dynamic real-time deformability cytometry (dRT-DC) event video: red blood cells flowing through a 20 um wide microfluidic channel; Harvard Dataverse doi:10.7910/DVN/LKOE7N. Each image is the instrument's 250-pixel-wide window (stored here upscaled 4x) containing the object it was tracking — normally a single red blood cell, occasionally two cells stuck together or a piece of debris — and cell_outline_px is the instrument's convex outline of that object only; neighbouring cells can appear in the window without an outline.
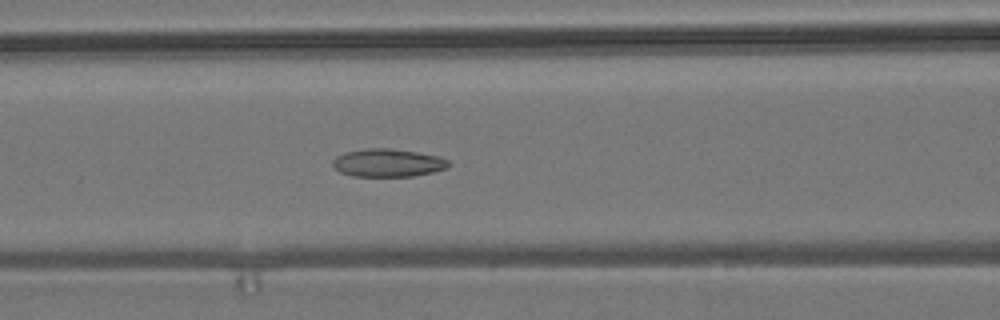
{"species": "common noctule bat (a hibernating species)", "species_latin": "Nyctalus noctula", "temperature_condition": "room temperature", "stored_images_in_passage": 56, "camera_frame_rate_fps": 3000, "um_per_image_px": 0.085, "animal": {"sex": "male", "body_mass_g": 19.2, "forearm_length_mm": 51.8}, "frame": {"image": 1, "passage_image": 23, "time_ms": 7.333, "image_size_px": [1000, 320], "cell_outline_px": [[448, 168], [432, 172], [412, 176], [352, 176], [340, 172], [332, 164], [332, 160], [336, 156], [344, 152], [368, 148], [388, 148], [416, 152], [440, 156], [448, 160]], "centroid_in_image_um": [32.95, 13.84], "position_along_channel_um": 133.7, "area_um2": 18.84}}
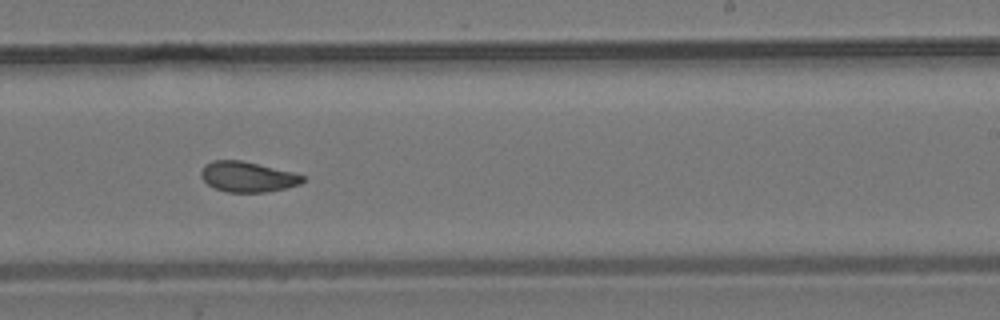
{"frame": {"image": 2, "passage_image": 34, "time_ms": 11.0, "image_size_px": [1000, 320], "cell_outline_px": [[304, 180], [300, 184], [284, 188], [264, 192], [228, 192], [216, 188], [208, 184], [200, 176], [200, 172], [204, 164], [212, 160], [240, 160], [292, 172], [304, 176]], "centroid_in_image_um": [21.0, 15.02], "position_along_channel_um": 268.0, "area_um2": 17.74}}
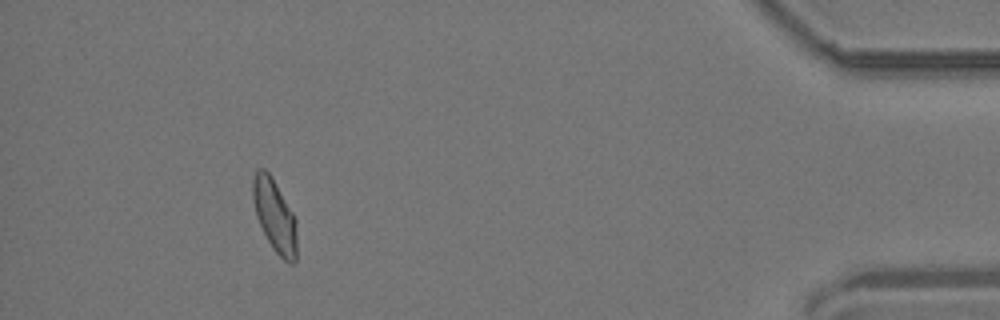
{"frame": {"image": 3, "passage_image": 51, "time_ms": 16.667, "image_size_px": [1000, 320], "cell_outline_px": [[296, 260], [292, 264], [284, 260], [272, 248], [256, 216], [252, 200], [252, 180], [256, 168], [264, 168], [268, 172], [292, 212], [296, 220]], "centroid_in_image_um": [23.32, 18.32], "position_along_channel_um": 411.9, "area_um2": 18.38}, "authors_computed_cell_mechanics": {"area_um2": 18.8139, "velocity_mm_per_s": 3.6671, "shape_relaxation_time_tau1_ms": null, "shape_relaxation_time_tau2_ms": 2.6751, "deformation_change_tau1": null, "deformation_change_tau2": 0.0828}}